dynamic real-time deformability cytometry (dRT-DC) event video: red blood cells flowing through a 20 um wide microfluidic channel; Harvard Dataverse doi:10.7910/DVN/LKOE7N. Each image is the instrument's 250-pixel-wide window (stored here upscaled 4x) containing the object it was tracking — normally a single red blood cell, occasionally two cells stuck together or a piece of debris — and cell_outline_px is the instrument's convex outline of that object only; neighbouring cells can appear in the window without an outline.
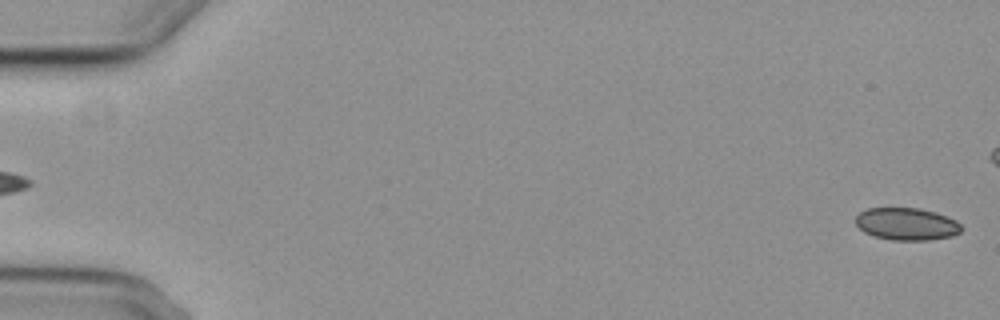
{"species": "common noctule bat (a hibernating species)", "species_latin": "Nyctalus noctula", "temperature_condition": "cold", "stored_images_in_passage": 4, "segment_of_instrument_passage": [2, 2], "camera_frame_rate_fps": 3000, "um_per_image_px": 0.085, "animal": {"sex": "female", "body_mass_g": 29.2, "forearm_length_mm": 56.3}, "frame": {"image": 1, "passage_image": 4, "time_ms": 3.667, "image_size_px": [1000, 320], "cell_outline_px": [[960, 232], [952, 236], [928, 240], [892, 240], [876, 236], [864, 232], [856, 224], [856, 216], [860, 212], [868, 208], [920, 208], [936, 212], [948, 216], [956, 220], [960, 224]], "centroid_in_image_um": [77.07, 19.03], "position_along_channel_um": 7.9, "area_um2": 19.88}}